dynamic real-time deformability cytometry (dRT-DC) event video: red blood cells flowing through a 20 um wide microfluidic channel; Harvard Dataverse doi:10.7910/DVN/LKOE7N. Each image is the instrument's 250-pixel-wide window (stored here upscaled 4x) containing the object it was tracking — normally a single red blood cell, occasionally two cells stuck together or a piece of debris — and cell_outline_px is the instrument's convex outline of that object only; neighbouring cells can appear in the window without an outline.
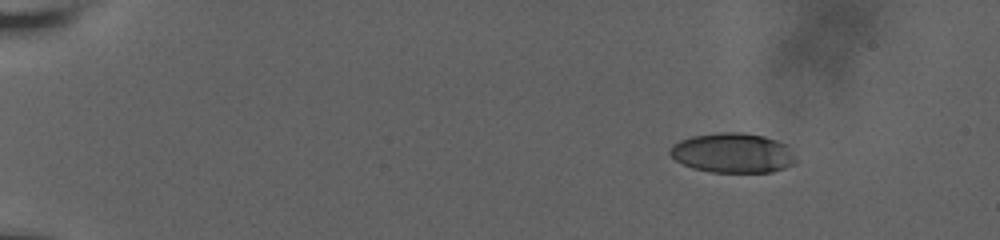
{"species": "human", "species_latin": "Homo sapiens", "temperature_condition": "room temperature", "stored_images_in_passage": 52, "camera_frame_rate_fps": 3000, "um_per_image_px": 0.085, "donor": {"sex": "male"}, "frame": {"image": 1, "passage_image": 1, "time_ms": 0.0, "image_size_px": [1000, 240], "cell_outline_px": [[796, 164], [772, 172], [712, 172], [692, 168], [676, 160], [668, 152], [672, 144], [680, 140], [692, 136], [716, 132], [740, 132], [764, 136], [788, 144], [796, 160]], "centroid_in_image_um": [62.3, 12.99], "position_along_channel_um": 22.7, "area_um2": 29.36}}
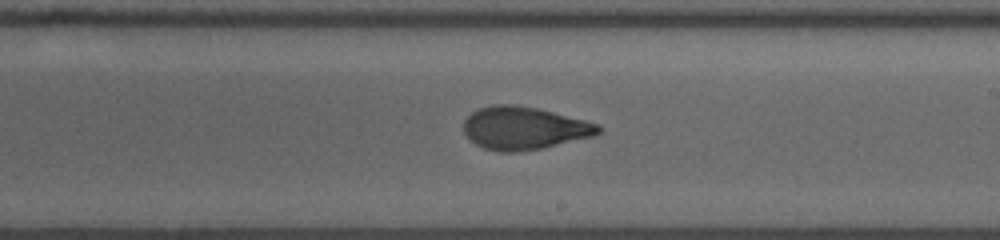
{"frame": {"image": 2, "passage_image": 30, "time_ms": 9.667, "image_size_px": [1000, 240], "cell_outline_px": [[604, 128], [596, 136], [544, 148], [520, 152], [496, 152], [484, 148], [476, 144], [464, 132], [464, 120], [472, 112], [480, 108], [496, 104], [512, 104], [536, 108], [600, 124]], "centroid_in_image_um": [44.59, 10.91], "position_along_channel_um": 244.4, "area_um2": 33.76}}
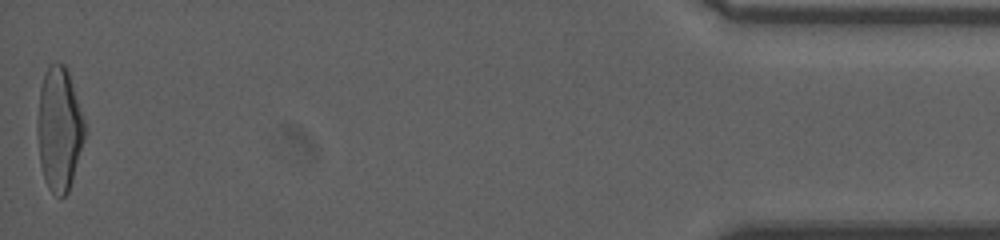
{"frame": {"image": 3, "passage_image": 52, "time_ms": 17.0, "image_size_px": [1000, 240], "cell_outline_px": [[84, 136], [72, 180], [68, 192], [64, 196], [56, 196], [48, 188], [44, 180], [40, 164], [36, 132], [36, 124], [40, 88], [44, 72], [48, 64], [56, 60], [64, 64], [68, 68], [84, 120]], "centroid_in_image_um": [4.99, 10.9], "position_along_channel_um": 430.2, "area_um2": 34.39}, "authors_computed_cell_mechanics": {"area_um2": 33.1194, "velocity_mm_per_s": 3.6754, "shape_relaxation_time_tau1_ms": 7.2666, "shape_relaxation_time_tau2_ms": 1.6229, "deformation_change_tau1": 0.2466, "deformation_change_tau2": 0.0819}}